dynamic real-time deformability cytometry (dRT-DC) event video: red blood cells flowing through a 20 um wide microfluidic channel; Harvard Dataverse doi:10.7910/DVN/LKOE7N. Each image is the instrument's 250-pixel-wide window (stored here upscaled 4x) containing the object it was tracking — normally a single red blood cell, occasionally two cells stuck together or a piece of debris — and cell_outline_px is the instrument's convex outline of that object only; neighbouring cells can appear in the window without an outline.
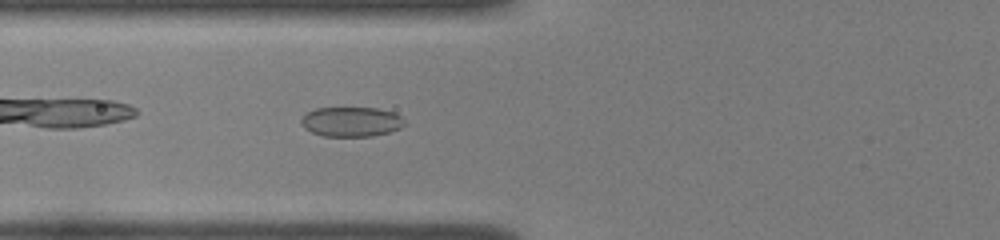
{"species": "common noctule bat (a hibernating species)", "species_latin": "Nyctalus noctula", "temperature_condition": "room temperature", "stored_images_in_passage": 34, "camera_frame_rate_fps": 3000, "um_per_image_px": 0.085, "animal": {"sex": "female", "body_mass_g": 22.0, "forearm_length_mm": 56.7}, "frame": {"image": 1, "passage_image": 4, "time_ms": 1.0, "image_size_px": [1000, 240], "cell_outline_px": [[404, 124], [400, 128], [388, 132], [372, 136], [324, 136], [312, 132], [304, 128], [300, 124], [300, 120], [308, 112], [316, 108], [376, 108], [392, 112], [400, 116], [404, 120]], "centroid_in_image_um": [29.83, 10.35], "position_along_channel_um": 96.0, "area_um2": 17.74}}
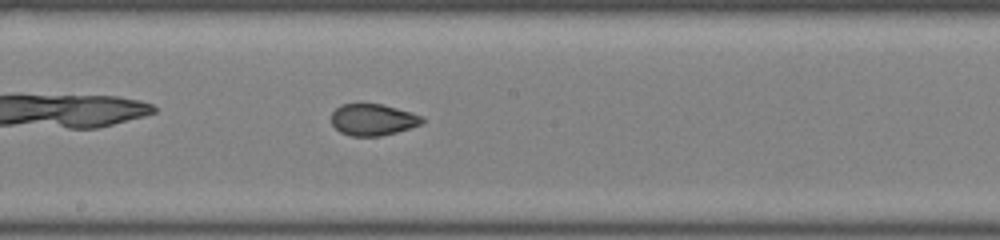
{"frame": {"image": 2, "passage_image": 13, "time_ms": 4.0, "image_size_px": [1000, 240], "cell_outline_px": [[424, 120], [420, 124], [396, 132], [380, 136], [352, 136], [340, 132], [332, 124], [332, 112], [340, 104], [380, 104], [396, 108], [420, 116]], "centroid_in_image_um": [31.64, 10.17], "position_along_channel_um": 216.6, "area_um2": 16.36}}
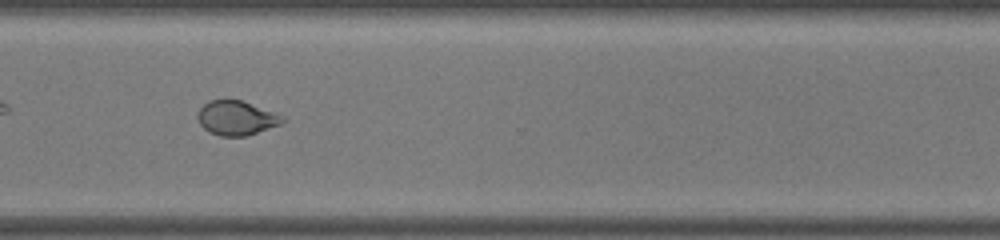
{"frame": {"image": 3, "passage_image": 23, "time_ms": 7.333, "image_size_px": [1000, 240], "cell_outline_px": [[288, 120], [280, 124], [248, 136], [220, 136], [208, 132], [200, 124], [196, 116], [200, 108], [208, 100], [240, 100], [284, 116]], "centroid_in_image_um": [20.09, 10.04], "position_along_channel_um": 350.5, "area_um2": 16.99}, "authors_computed_cell_mechanics": {"area_um2": 17.7446, "velocity_mm_per_s": 4.0122, "shape_relaxation_time_tau1_ms": 4.3773, "shape_relaxation_time_tau2_ms": 0.9258, "deformation_change_tau1": 0.1162, "deformation_change_tau2": 0.0556}}